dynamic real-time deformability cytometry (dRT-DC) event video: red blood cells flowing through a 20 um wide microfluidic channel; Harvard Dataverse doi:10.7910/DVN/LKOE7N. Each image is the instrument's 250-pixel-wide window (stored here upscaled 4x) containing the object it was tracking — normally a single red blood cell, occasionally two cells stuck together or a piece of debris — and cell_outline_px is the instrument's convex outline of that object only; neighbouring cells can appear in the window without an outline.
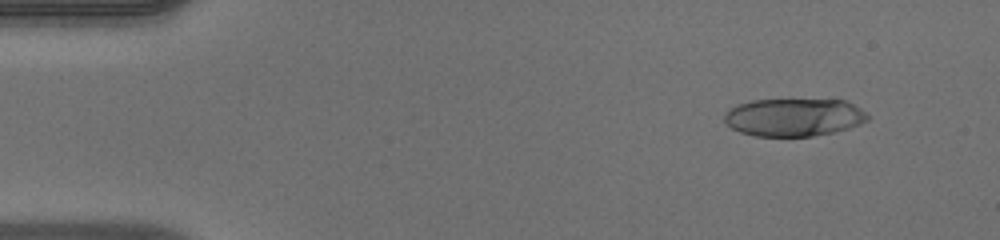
{"species": "human", "species_latin": "Homo sapiens", "temperature_condition": "warm", "stored_images_in_passage": 50, "camera_frame_rate_fps": 3000, "um_per_image_px": 0.085, "donor": {"sex": "male"}, "frame": {"image": 1, "passage_image": 5, "time_ms": 1.333, "image_size_px": [1000, 240], "cell_outline_px": [[868, 120], [860, 124], [848, 128], [832, 132], [812, 136], [756, 136], [740, 132], [732, 128], [724, 120], [724, 112], [736, 104], [752, 100], [844, 100], [860, 108], [868, 116]], "centroid_in_image_um": [67.44, 9.97], "position_along_channel_um": 17.6, "area_um2": 31.44}}
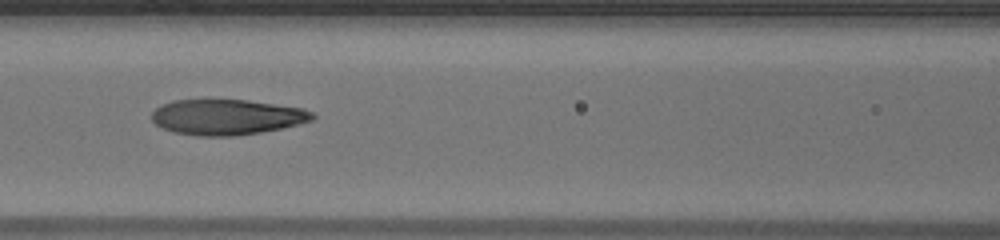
{"frame": {"image": 2, "passage_image": 22, "time_ms": 7.0, "image_size_px": [1000, 240], "cell_outline_px": [[316, 116], [312, 120], [280, 128], [260, 132], [232, 136], [196, 136], [172, 132], [156, 124], [152, 120], [152, 112], [160, 104], [172, 100], [248, 100], [304, 108], [312, 112]], "centroid_in_image_um": [19.25, 9.94], "position_along_channel_um": 147.4, "area_um2": 33.18}}
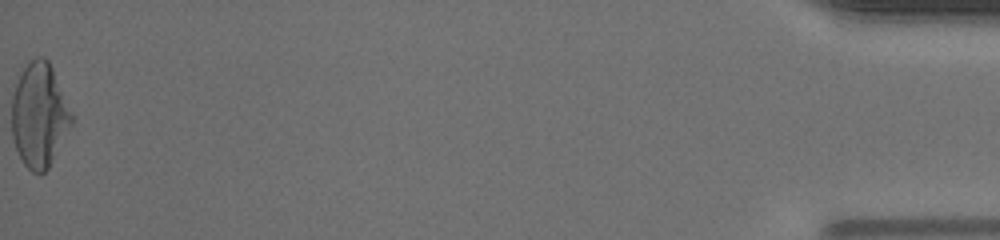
{"frame": {"image": 3, "passage_image": 50, "time_ms": 16.333, "image_size_px": [1000, 240], "cell_outline_px": [[72, 124], [48, 168], [40, 176], [32, 172], [24, 164], [16, 148], [12, 136], [12, 96], [16, 84], [24, 68], [36, 56], [44, 56], [48, 60], [52, 68], [72, 112]], "centroid_in_image_um": [3.34, 9.81], "position_along_channel_um": 431.9, "area_um2": 36.01}, "authors_computed_cell_mechanics": {"area_um2": 33.8708, "velocity_mm_per_s": 4.1474, "shape_relaxation_time_tau1_ms": 8.0108, "shape_relaxation_time_tau2_ms": 1.1271, "deformation_change_tau1": 0.3305, "deformation_change_tau2": 0.0726}}